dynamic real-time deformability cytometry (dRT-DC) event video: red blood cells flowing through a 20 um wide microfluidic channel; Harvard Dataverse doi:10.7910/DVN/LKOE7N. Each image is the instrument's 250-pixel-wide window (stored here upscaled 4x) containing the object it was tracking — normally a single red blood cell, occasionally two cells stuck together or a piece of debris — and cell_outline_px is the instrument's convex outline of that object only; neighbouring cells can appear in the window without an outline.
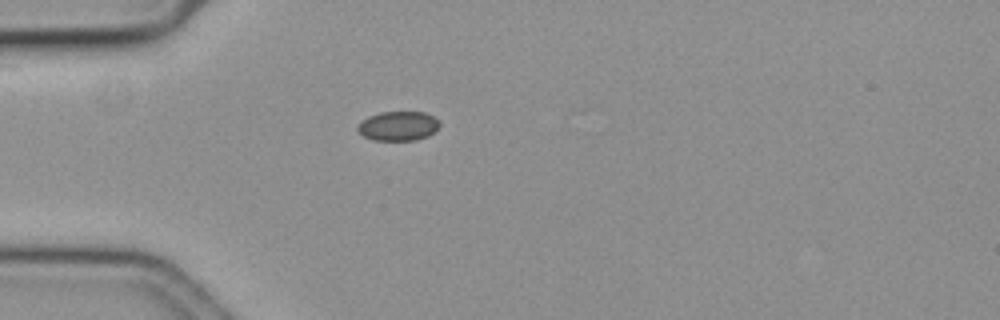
{"species": "common noctule bat (a hibernating species)", "species_latin": "Nyctalus noctula", "temperature_condition": "cold", "stored_images_in_passage": 14, "camera_frame_rate_fps": 3000, "um_per_image_px": 0.085, "animal": {"sex": "female", "body_mass_g": 19.3, "forearm_length_mm": 54.1}, "frame": {"image": 1, "passage_image": 1, "time_ms": 0.0, "image_size_px": [1000, 320], "cell_outline_px": [[440, 124], [436, 132], [428, 136], [416, 140], [372, 140], [356, 132], [356, 128], [368, 116], [380, 112], [424, 112], [440, 120]], "centroid_in_image_um": [33.87, 10.71], "position_along_channel_um": 51.1, "area_um2": 14.16}}
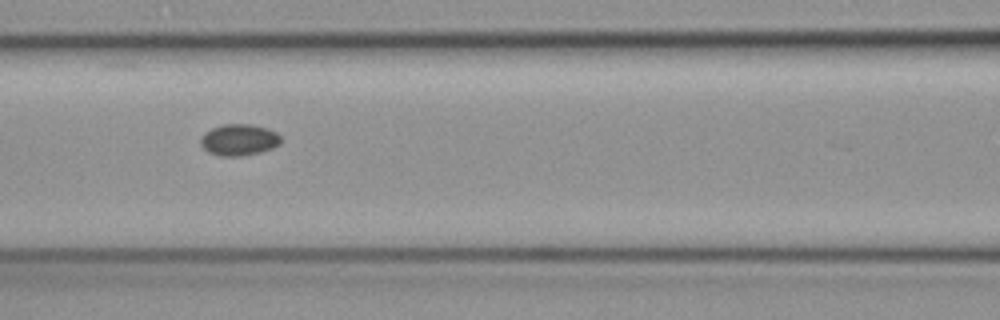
{"frame": {"image": 2, "passage_image": 10, "time_ms": 3.0, "image_size_px": [1000, 320], "cell_outline_px": [[280, 144], [272, 148], [260, 152], [240, 156], [220, 156], [208, 152], [200, 144], [200, 136], [204, 132], [212, 128], [224, 124], [252, 124], [268, 128], [276, 132], [280, 136]], "centroid_in_image_um": [20.3, 11.88], "position_along_channel_um": 146.3, "area_um2": 14.8}}
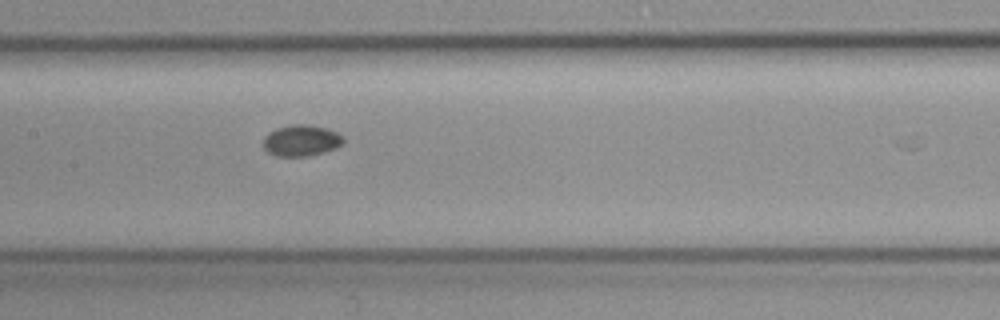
{"frame": {"image": 3, "passage_image": 13, "time_ms": 4.0, "image_size_px": [1000, 320], "cell_outline_px": [[344, 140], [336, 148], [324, 152], [308, 156], [276, 156], [268, 152], [264, 148], [264, 136], [268, 132], [276, 128], [292, 124], [308, 124], [328, 128], [344, 136]], "centroid_in_image_um": [25.61, 11.93], "position_along_channel_um": 181.8, "area_um2": 14.68}}